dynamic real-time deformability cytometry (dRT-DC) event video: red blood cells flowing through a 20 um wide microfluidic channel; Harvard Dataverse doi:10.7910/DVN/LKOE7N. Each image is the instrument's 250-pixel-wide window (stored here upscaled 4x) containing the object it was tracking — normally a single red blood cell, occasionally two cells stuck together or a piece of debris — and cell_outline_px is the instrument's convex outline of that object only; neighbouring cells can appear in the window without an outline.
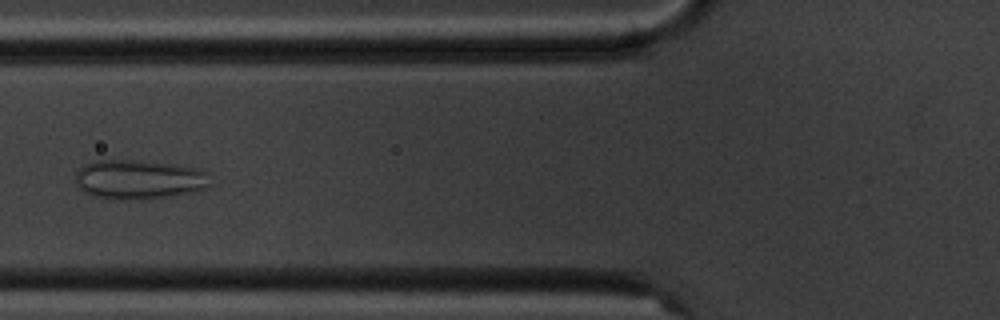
{"species": "common noctule bat (a hibernating species)", "species_latin": "Nyctalus noctula", "temperature_condition": "cold", "stored_images_in_passage": 8, "camera_frame_rate_fps": 3000, "um_per_image_px": 0.085, "animal": {"sex": "male", "body_mass_g": 20.1, "forearm_length_mm": 53.5}, "frame": {"image": 1, "passage_image": 6, "time_ms": 6.0, "image_size_px": [1000, 320], "cell_outline_px": [[208, 188], [192, 192], [168, 196], [140, 200], [116, 200], [92, 196], [84, 192], [76, 184], [76, 172], [84, 164], [92, 160], [132, 160], [172, 164], [200, 168], [208, 172]], "centroid_in_image_um": [11.79, 15.26], "position_along_channel_um": 114.0, "area_um2": 31.21}}